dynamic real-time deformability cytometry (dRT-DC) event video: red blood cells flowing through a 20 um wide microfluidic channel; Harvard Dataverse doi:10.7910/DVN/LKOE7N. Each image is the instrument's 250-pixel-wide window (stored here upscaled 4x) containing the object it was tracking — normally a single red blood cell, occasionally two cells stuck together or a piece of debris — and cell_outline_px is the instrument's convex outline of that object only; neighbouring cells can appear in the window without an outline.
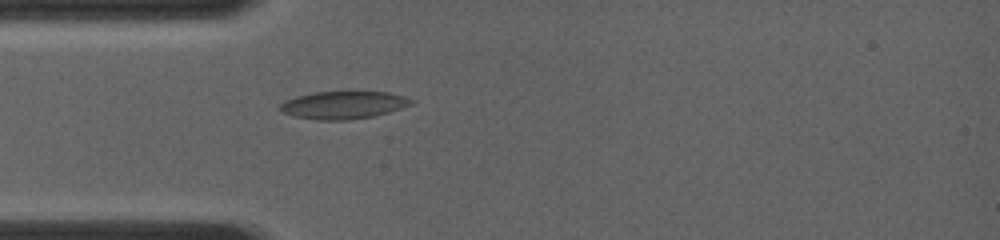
{"species": "common noctule bat (a hibernating species)", "species_latin": "Nyctalus noctula", "temperature_condition": "room temperature", "stored_images_in_passage": 14, "camera_frame_rate_fps": 4000, "um_per_image_px": 0.085, "animal": {"sex": "female", "body_mass_g": 19.0, "forearm_length_mm": 56.7}, "frame": {"image": 1, "passage_image": 6, "time_ms": 1.25, "image_size_px": [1000, 240], "cell_outline_px": [[416, 100], [412, 104], [388, 112], [372, 116], [344, 120], [316, 120], [292, 116], [280, 112], [280, 104], [284, 100], [296, 96], [312, 92], [388, 92], [404, 96]], "centroid_in_image_um": [29.14, 8.92], "position_along_channel_um": 55.9, "area_um2": 21.15}}
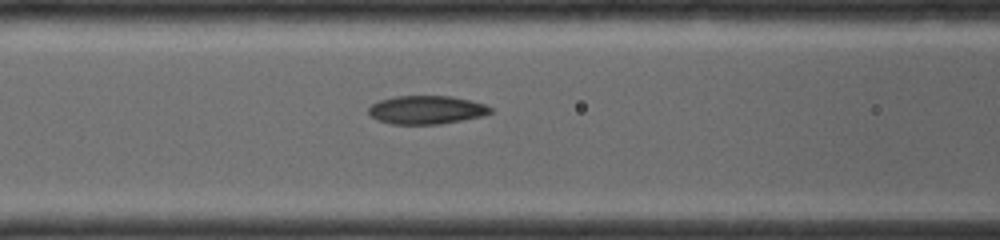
{"frame": {"image": 2, "passage_image": 12, "time_ms": 3.0, "image_size_px": [1000, 240], "cell_outline_px": [[492, 112], [484, 116], [440, 124], [392, 124], [376, 120], [368, 112], [368, 108], [372, 104], [380, 100], [396, 96], [452, 96], [484, 104], [492, 108]], "centroid_in_image_um": [36.24, 9.34], "position_along_channel_um": 130.4, "area_um2": 20.17}}
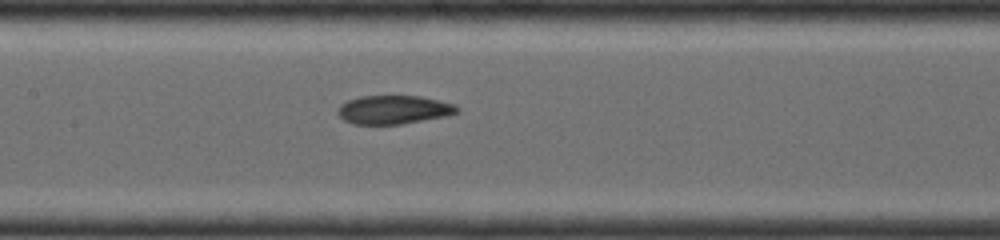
{"frame": {"image": 3, "passage_image": 14, "time_ms": 4.0, "image_size_px": [1000, 240], "cell_outline_px": [[460, 108], [456, 112], [444, 116], [404, 124], [352, 124], [344, 120], [336, 112], [340, 104], [348, 100], [360, 96], [420, 96], [456, 104]], "centroid_in_image_um": [33.44, 9.32], "position_along_channel_um": 174.0, "area_um2": 19.88}}